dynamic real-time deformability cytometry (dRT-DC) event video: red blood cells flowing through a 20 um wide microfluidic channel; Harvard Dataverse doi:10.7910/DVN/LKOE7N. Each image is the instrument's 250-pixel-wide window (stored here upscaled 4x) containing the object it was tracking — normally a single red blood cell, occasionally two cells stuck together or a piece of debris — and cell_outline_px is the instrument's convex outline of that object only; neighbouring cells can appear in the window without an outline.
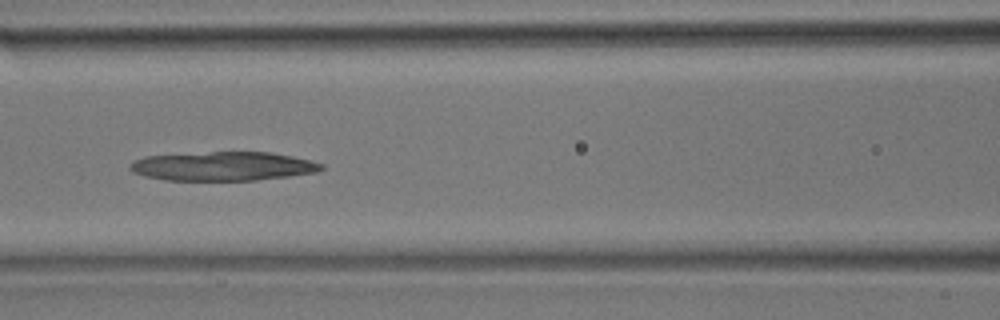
{"species": "common noctule bat (a hibernating species)", "species_latin": "Nyctalus noctula", "temperature_condition": "room temperature", "stored_images_in_passage": 40, "camera_frame_rate_fps": 3000, "um_per_image_px": 0.085, "animal": {"sex": "male", "body_mass_g": 17.9}, "frame": {"image": 1, "passage_image": 17, "time_ms": 5.333, "image_size_px": [1000, 320], "cell_outline_px": [[324, 168], [316, 172], [288, 176], [256, 180], [164, 180], [144, 176], [132, 172], [128, 168], [128, 164], [132, 160], [144, 156], [212, 152], [272, 152], [312, 160], [324, 164]], "centroid_in_image_um": [18.93, 14.12], "position_along_channel_um": 147.7, "area_um2": 32.48}}
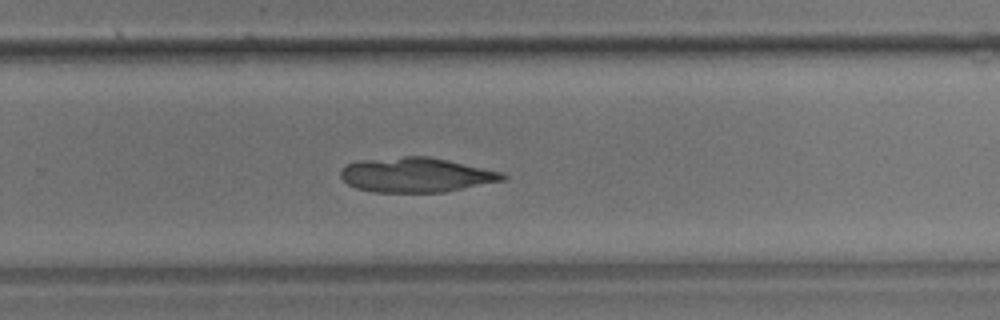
{"frame": {"image": 2, "passage_image": 26, "time_ms": 8.333, "image_size_px": [1000, 320], "cell_outline_px": [[508, 176], [504, 180], [444, 192], [376, 192], [356, 188], [348, 184], [340, 176], [340, 172], [348, 164], [356, 160], [404, 156], [428, 156], [448, 160], [500, 172]], "centroid_in_image_um": [35.34, 14.86], "position_along_channel_um": 294.5, "area_um2": 32.54}}
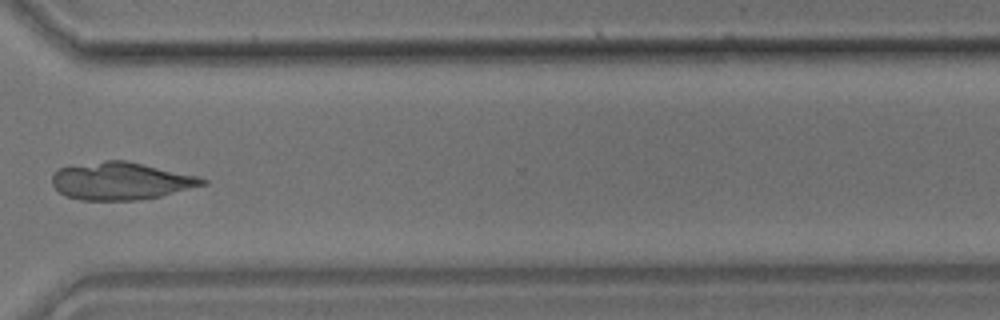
{"frame": {"image": 3, "passage_image": 30, "time_ms": 9.667, "image_size_px": [1000, 320], "cell_outline_px": [[208, 184], [160, 196], [136, 200], [80, 200], [64, 196], [52, 184], [52, 176], [60, 168], [104, 160], [124, 160], [200, 176], [208, 180]], "centroid_in_image_um": [10.31, 15.39], "position_along_channel_um": 360.3, "area_um2": 32.77}}